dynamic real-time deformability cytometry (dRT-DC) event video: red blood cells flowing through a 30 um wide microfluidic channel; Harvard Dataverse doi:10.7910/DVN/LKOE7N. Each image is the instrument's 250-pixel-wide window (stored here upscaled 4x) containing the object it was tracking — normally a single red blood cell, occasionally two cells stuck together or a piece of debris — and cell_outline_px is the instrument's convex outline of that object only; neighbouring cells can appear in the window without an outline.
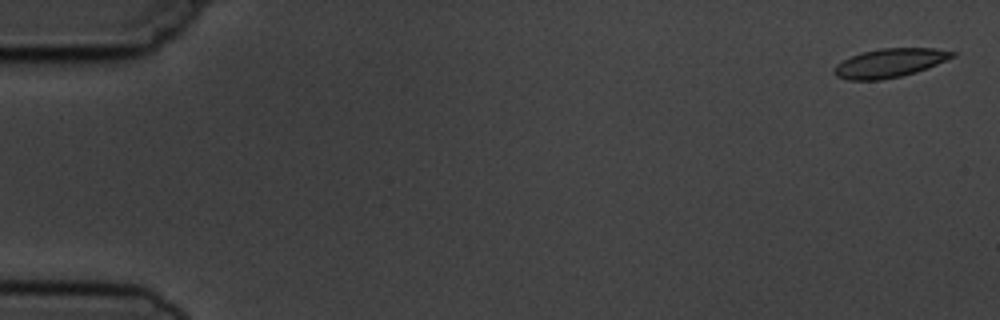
{"species": "common noctule bat (a hibernating species)", "species_latin": "Nyctalus noctula", "temperature_condition": "cold", "stored_images_in_passage": 11, "camera_frame_rate_fps": 3000, "um_per_image_px": 0.085, "animal": {"sex": "male", "body_mass_g": 19.5, "forearm_length_mm": 54.6}, "frame": {"image": 1, "passage_image": 1, "time_ms": 0.0, "image_size_px": [1000, 320], "cell_outline_px": [[956, 56], [928, 68], [916, 72], [900, 76], [880, 80], [848, 80], [836, 76], [832, 72], [836, 64], [860, 52], [880, 48], [936, 48], [956, 52]], "centroid_in_image_um": [75.63, 5.35], "position_along_channel_um": 9.4, "area_um2": 19.94}}
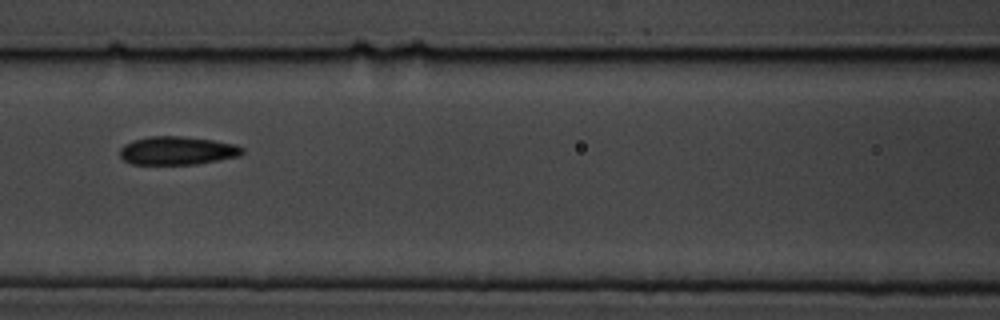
{"frame": {"image": 2, "passage_image": 7, "time_ms": 7.667, "image_size_px": [1000, 320], "cell_outline_px": [[244, 152], [240, 156], [196, 164], [132, 164], [124, 160], [120, 156], [120, 148], [124, 144], [132, 140], [148, 136], [180, 136], [212, 140], [236, 144], [244, 148]], "centroid_in_image_um": [15.06, 12.8], "position_along_channel_um": 151.5, "area_um2": 20.29}}
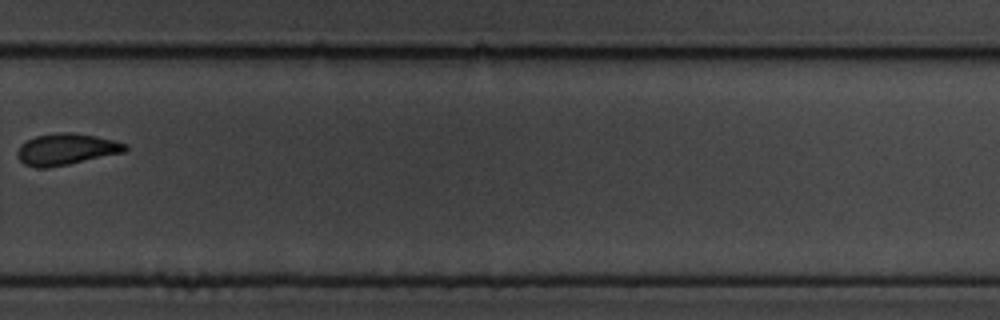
{"frame": {"image": 3, "passage_image": 11, "time_ms": 12.333, "image_size_px": [1000, 320], "cell_outline_px": [[128, 148], [124, 152], [68, 164], [48, 168], [36, 168], [24, 164], [16, 156], [16, 152], [20, 144], [36, 136], [60, 132], [72, 132], [96, 136], [128, 144]], "centroid_in_image_um": [5.6, 12.69], "position_along_channel_um": 324.2, "area_um2": 19.71}}